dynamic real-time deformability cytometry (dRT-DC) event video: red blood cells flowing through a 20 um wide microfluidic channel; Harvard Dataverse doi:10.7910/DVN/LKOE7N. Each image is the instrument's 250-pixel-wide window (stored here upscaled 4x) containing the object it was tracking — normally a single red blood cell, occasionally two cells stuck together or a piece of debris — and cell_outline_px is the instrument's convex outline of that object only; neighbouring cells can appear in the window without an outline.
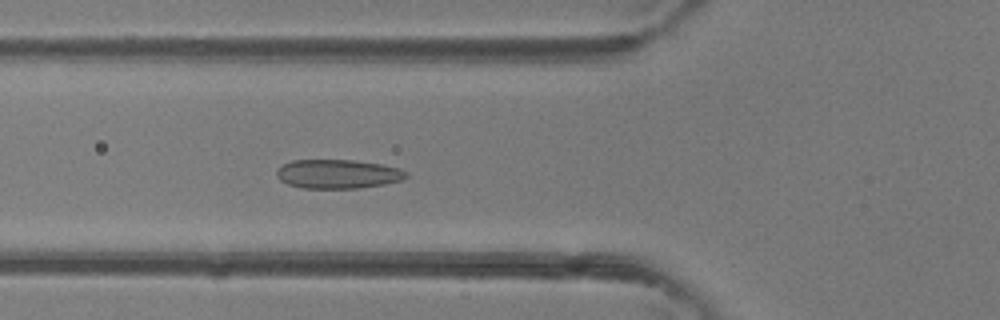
{"species": "common noctule bat (a hibernating species)", "species_latin": "Nyctalus noctula", "temperature_condition": "room temperature", "stored_images_in_passage": 47, "segment_of_instrument_passage": [1, 2], "camera_frame_rate_fps": 3000, "um_per_image_px": 0.085, "animal": {"sex": "female"}, "frame": {"image": 1, "passage_image": 17, "time_ms": 5.333, "image_size_px": [1000, 320], "cell_outline_px": [[408, 176], [400, 180], [384, 184], [360, 188], [304, 188], [288, 184], [280, 180], [276, 176], [276, 168], [292, 160], [352, 160], [380, 164], [400, 168], [408, 172]], "centroid_in_image_um": [28.7, 14.78], "position_along_channel_um": 97.1, "area_um2": 21.91}}
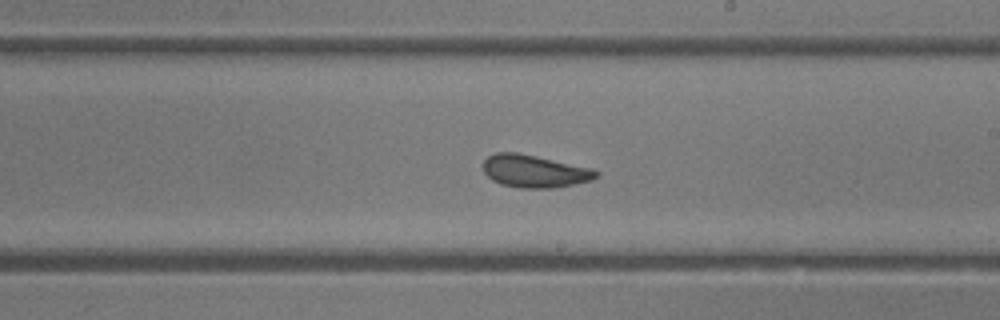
{"frame": {"image": 2, "passage_image": 27, "time_ms": 8.667, "image_size_px": [1000, 320], "cell_outline_px": [[600, 176], [592, 180], [552, 188], [520, 188], [500, 184], [492, 180], [484, 172], [484, 160], [488, 156], [496, 152], [520, 152], [592, 168], [600, 172]], "centroid_in_image_um": [45.45, 14.54], "position_along_channel_um": 243.6, "area_um2": 21.62}}
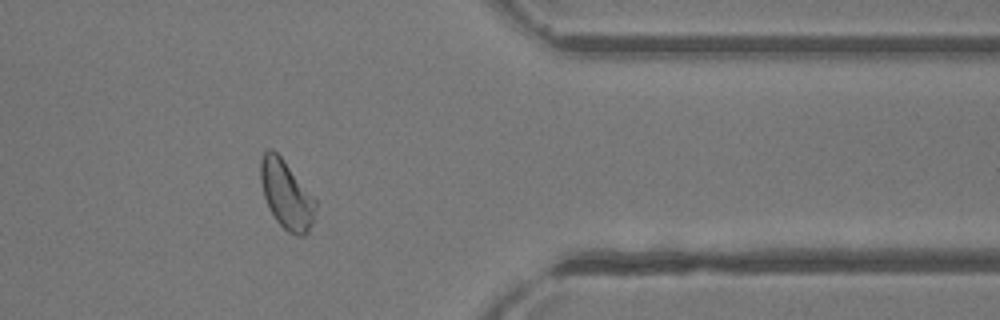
{"frame": {"image": 3, "passage_image": 38, "time_ms": 12.333, "image_size_px": [1000, 320], "cell_outline_px": [[316, 208], [312, 224], [308, 232], [304, 236], [296, 236], [288, 232], [276, 220], [268, 208], [264, 196], [260, 180], [260, 160], [264, 152], [268, 148], [272, 148], [284, 160], [316, 200]], "centroid_in_image_um": [24.33, 16.55], "position_along_channel_um": 387.1, "area_um2": 21.91}}